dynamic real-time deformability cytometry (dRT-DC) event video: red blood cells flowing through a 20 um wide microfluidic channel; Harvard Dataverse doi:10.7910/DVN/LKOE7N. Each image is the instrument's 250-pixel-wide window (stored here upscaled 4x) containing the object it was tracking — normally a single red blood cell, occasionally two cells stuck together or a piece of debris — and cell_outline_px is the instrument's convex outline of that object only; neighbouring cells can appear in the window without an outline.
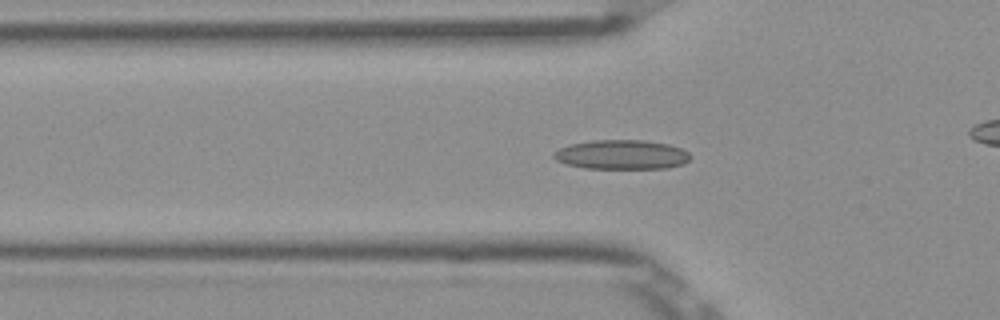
{"species": "Egyptian fruit bat (a non-hibernating species)", "species_latin": "Rousettus aegyptiacus", "temperature_condition": "room temperature", "stored_images_in_passage": 53, "camera_frame_rate_fps": 3000, "um_per_image_px": 0.085, "frame": {"image": 1, "passage_image": 17, "time_ms": 5.333, "image_size_px": [1000, 320], "cell_outline_px": [[692, 156], [684, 164], [668, 168], [584, 168], [568, 164], [556, 160], [552, 156], [552, 152], [568, 144], [592, 140], [640, 140], [668, 144], [680, 148], [688, 152]], "centroid_in_image_um": [52.82, 13.14], "position_along_channel_um": 73.0, "area_um2": 23.41}}
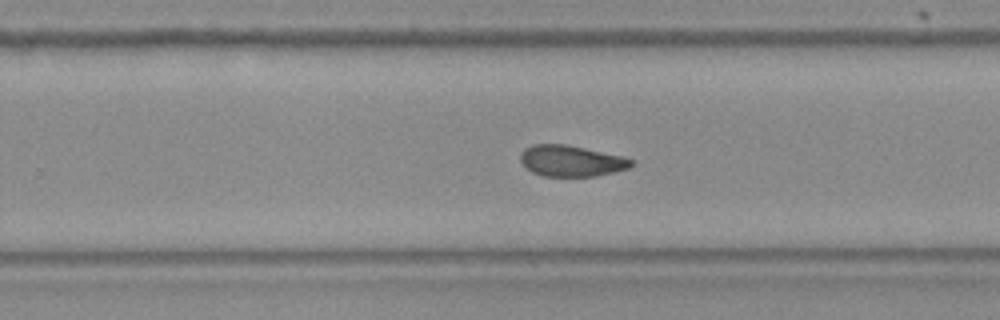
{"frame": {"image": 2, "passage_image": 33, "time_ms": 10.667, "image_size_px": [1000, 320], "cell_outline_px": [[632, 168], [596, 176], [544, 176], [532, 172], [520, 160], [520, 152], [524, 148], [532, 144], [564, 144], [624, 156], [632, 160]], "centroid_in_image_um": [48.56, 13.67], "position_along_channel_um": 281.2, "area_um2": 20.11}}
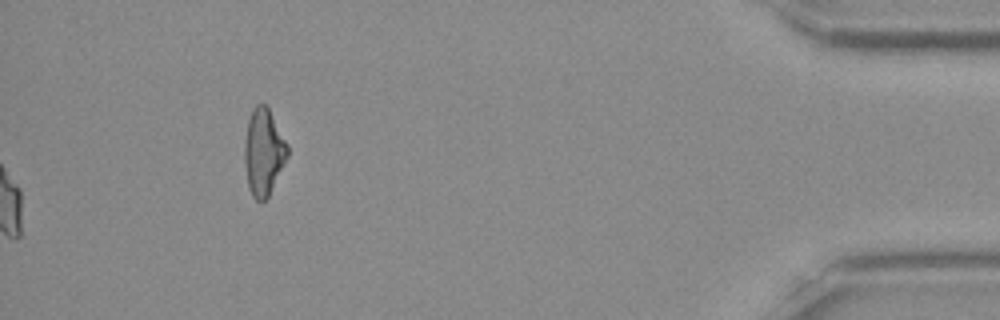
{"frame": {"image": 3, "passage_image": 53, "time_ms": 17.333, "image_size_px": [1000, 320], "cell_outline_px": [[288, 156], [268, 196], [264, 200], [256, 200], [252, 196], [248, 188], [244, 160], [244, 140], [248, 120], [252, 108], [256, 104], [264, 104], [268, 108], [288, 144]], "centroid_in_image_um": [22.38, 12.91], "position_along_channel_um": 412.8, "area_um2": 21.62}, "authors_computed_cell_mechanics": {"area_um2": 20.8658, "velocity_mm_per_s": 3.8848, "shape_relaxation_time_tau1_ms": null, "shape_relaxation_time_tau2_ms": 4.0416, "deformation_change_tau1": null, "deformation_change_tau2": 0.0827}}